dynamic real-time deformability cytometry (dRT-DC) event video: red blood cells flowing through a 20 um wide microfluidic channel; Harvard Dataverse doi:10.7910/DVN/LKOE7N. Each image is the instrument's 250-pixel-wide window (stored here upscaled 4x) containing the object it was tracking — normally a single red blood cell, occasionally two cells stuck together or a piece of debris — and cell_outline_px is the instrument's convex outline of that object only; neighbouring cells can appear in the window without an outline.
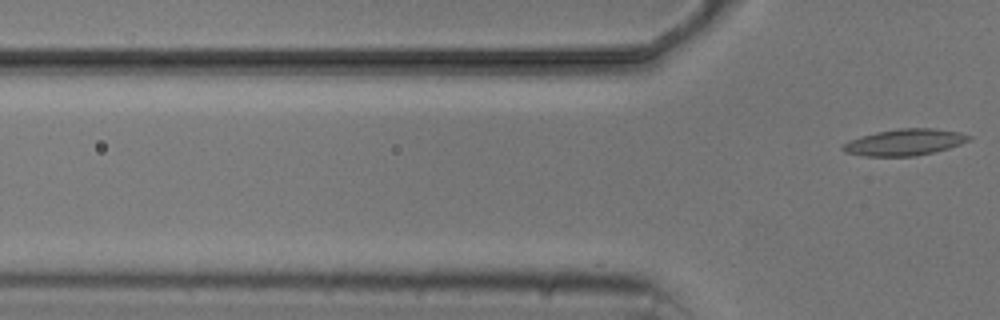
{"species": "common noctule bat (a hibernating species)", "species_latin": "Nyctalus noctula", "temperature_condition": "cold", "stored_images_in_passage": 3, "segment_of_instrument_passage": [2, 2], "camera_frame_rate_fps": 3000, "um_per_image_px": 0.085, "animal": {"sex": "male", "body_mass_g": 20.5, "forearm_length_mm": 52.5}, "frame": {"image": 1, "passage_image": 3, "time_ms": 2.667, "image_size_px": [1000, 320], "cell_outline_px": [[972, 136], [968, 140], [960, 144], [936, 152], [916, 156], [864, 156], [844, 152], [840, 148], [844, 144], [860, 136], [876, 132], [900, 128], [936, 128], [960, 132]], "centroid_in_image_um": [76.9, 12.09], "position_along_channel_um": 48.9, "area_um2": 19.42}}